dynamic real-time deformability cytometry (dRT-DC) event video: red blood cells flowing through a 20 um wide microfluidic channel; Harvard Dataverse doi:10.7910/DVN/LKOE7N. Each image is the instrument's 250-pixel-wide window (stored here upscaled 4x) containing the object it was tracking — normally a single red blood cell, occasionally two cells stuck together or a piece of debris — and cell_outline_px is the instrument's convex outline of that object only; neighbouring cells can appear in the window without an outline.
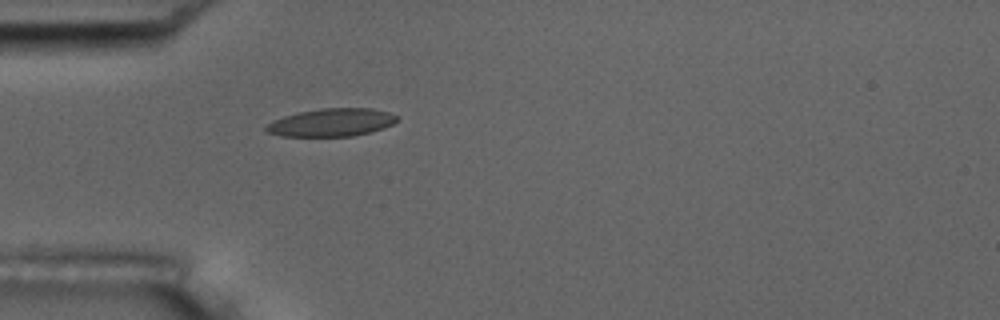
{"species": "common noctule bat (a hibernating species)", "species_latin": "Nyctalus noctula", "temperature_condition": "room temperature", "stored_images_in_passage": 2, "camera_frame_rate_fps": 3000, "um_per_image_px": 0.085, "animal": {"sex": "male", "body_mass_g": 17.5, "forearm_length_mm": 52.3}, "frame": {"image": 1, "passage_image": 2, "time_ms": 2.333, "image_size_px": [1000, 320], "cell_outline_px": [[400, 120], [384, 128], [352, 136], [280, 136], [268, 132], [264, 128], [272, 120], [296, 112], [320, 108], [372, 108], [388, 112], [396, 116]], "centroid_in_image_um": [28.16, 10.4], "position_along_channel_um": 56.8, "area_um2": 21.33}}